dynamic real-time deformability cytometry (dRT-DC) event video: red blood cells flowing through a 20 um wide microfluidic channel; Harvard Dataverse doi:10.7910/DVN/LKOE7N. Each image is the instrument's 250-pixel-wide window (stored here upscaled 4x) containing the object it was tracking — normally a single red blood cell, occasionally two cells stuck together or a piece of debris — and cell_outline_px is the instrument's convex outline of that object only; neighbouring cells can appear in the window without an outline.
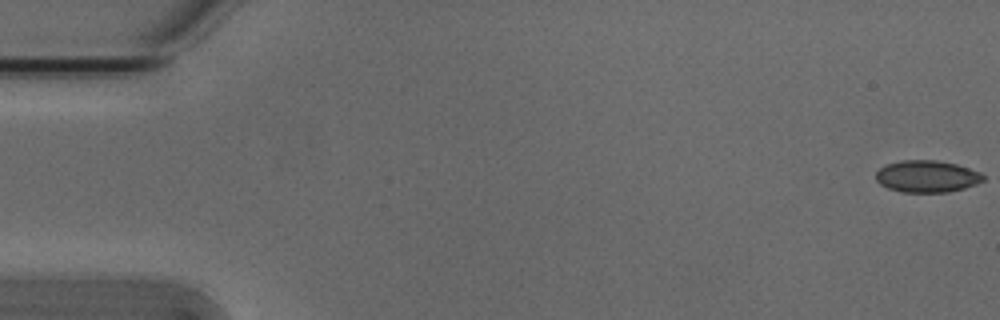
{"species": "Egyptian fruit bat (a non-hibernating species)", "species_latin": "Rousettus aegyptiacus", "temperature_condition": "cold", "stored_images_in_passage": 1, "camera_frame_rate_fps": 3000, "um_per_image_px": 0.085, "animal": {"sex": "male"}, "frame": {"image": 1, "passage_image": 1, "time_ms": 0.0, "image_size_px": [1000, 320], "cell_outline_px": [[984, 180], [976, 184], [964, 188], [948, 192], [900, 192], [888, 188], [880, 184], [876, 180], [876, 172], [880, 168], [888, 164], [904, 160], [936, 160], [956, 164], [980, 172], [984, 176]], "centroid_in_image_um": [78.79, 15.0], "position_along_channel_um": 6.2, "area_um2": 19.88}}